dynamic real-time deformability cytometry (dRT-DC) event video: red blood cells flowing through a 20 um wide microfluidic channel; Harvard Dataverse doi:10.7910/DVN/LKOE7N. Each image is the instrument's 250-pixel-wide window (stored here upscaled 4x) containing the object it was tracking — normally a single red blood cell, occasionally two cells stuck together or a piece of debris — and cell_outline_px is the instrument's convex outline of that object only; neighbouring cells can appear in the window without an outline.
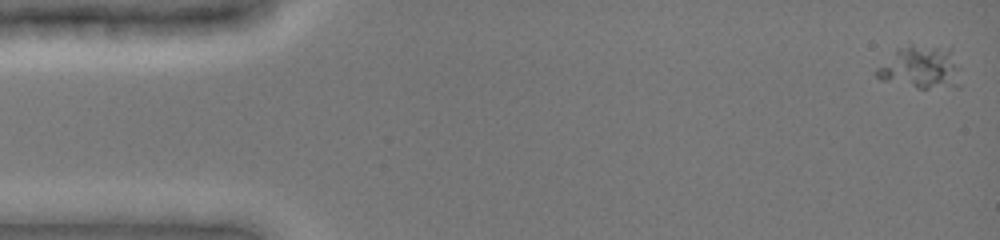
{"species": "common noctule bat (a hibernating species)", "species_latin": "Nyctalus noctula", "temperature_condition": "cold", "stored_images_in_passage": 50, "camera_frame_rate_fps": 3000, "um_per_image_px": 0.085, "animal": {"sex": "female", "body_mass_g": 19.0, "forearm_length_mm": 51.5}, "frame": {"image": 1, "passage_image": 1, "time_ms": 0.0, "image_size_px": [1000, 240], "cell_outline_px": [[960, 88], [916, 88], [880, 80], [876, 76], [876, 68], [896, 48], [908, 40], [952, 48], [960, 68]], "centroid_in_image_um": [78.29, 5.66], "position_along_channel_um": 6.7, "area_um2": 22.54}}
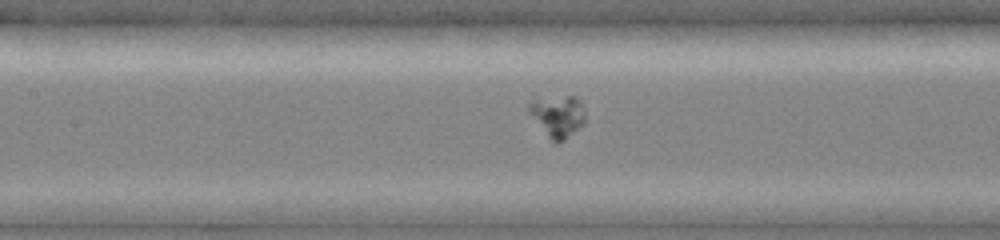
{"frame": {"image": 2, "passage_image": 23, "time_ms": 7.333, "image_size_px": [1000, 240], "cell_outline_px": [[584, 124], [564, 140], [552, 140], [548, 136], [528, 112], [528, 104], [532, 100], [568, 96], [576, 96], [580, 100], [584, 112]], "centroid_in_image_um": [47.42, 9.84], "position_along_channel_um": 160.0, "area_um2": 13.24}}
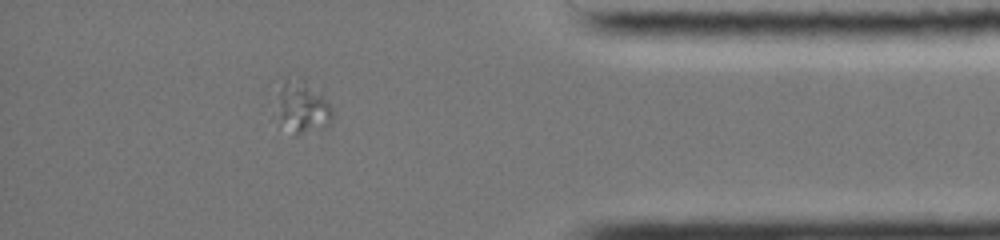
{"frame": {"image": 3, "passage_image": 44, "time_ms": 14.333, "image_size_px": [1000, 240], "cell_outline_px": [[332, 116], [328, 124], [320, 132], [296, 136], [280, 116], [280, 92], [284, 80], [300, 76], [304, 76], [332, 108]], "centroid_in_image_um": [25.8, 9.1], "position_along_channel_um": 409.4, "area_um2": 16.36}}